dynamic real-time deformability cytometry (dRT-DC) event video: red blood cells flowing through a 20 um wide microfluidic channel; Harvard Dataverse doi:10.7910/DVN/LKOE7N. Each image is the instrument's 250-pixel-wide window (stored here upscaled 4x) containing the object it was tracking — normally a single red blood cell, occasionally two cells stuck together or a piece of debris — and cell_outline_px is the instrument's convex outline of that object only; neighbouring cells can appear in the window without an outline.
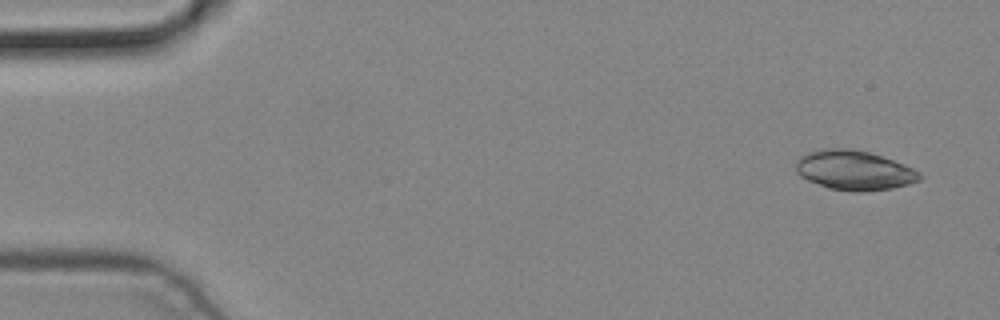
{"species": "common noctule bat (a hibernating species)", "species_latin": "Nyctalus noctula", "temperature_condition": "cold", "stored_images_in_passage": 4, "camera_frame_rate_fps": 3000, "um_per_image_px": 0.085, "animal": {"sex": "male", "body_mass_g": 19.2, "forearm_length_mm": 51.8}, "frame": {"image": 1, "passage_image": 1, "time_ms": 0.0, "image_size_px": [1000, 320], "cell_outline_px": [[924, 176], [920, 180], [908, 184], [892, 188], [864, 192], [852, 192], [828, 188], [808, 180], [800, 176], [796, 172], [796, 160], [800, 156], [808, 152], [820, 148], [852, 148], [872, 152], [912, 168], [920, 172]], "centroid_in_image_um": [72.59, 14.47], "position_along_channel_um": 12.4, "area_um2": 28.9}}
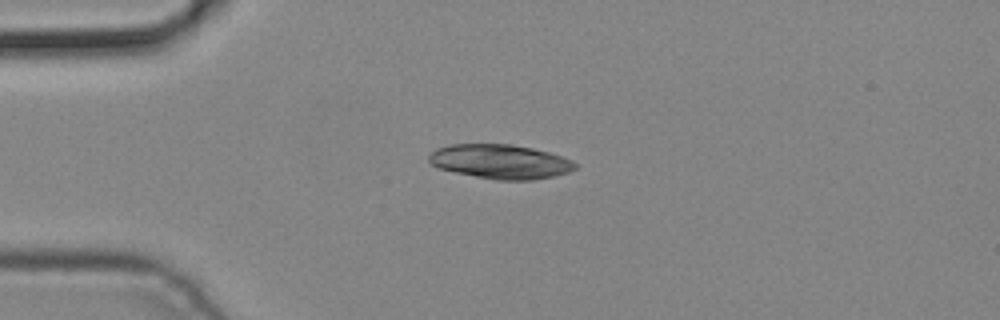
{"frame": {"image": 2, "passage_image": 3, "time_ms": 0.667, "image_size_px": [1000, 320], "cell_outline_px": [[576, 168], [568, 172], [552, 176], [532, 180], [496, 180], [436, 168], [428, 160], [428, 156], [436, 148], [448, 144], [508, 144], [532, 148], [548, 152], [572, 160], [576, 164]], "centroid_in_image_um": [42.49, 13.73], "position_along_channel_um": 42.5, "area_um2": 29.13}}